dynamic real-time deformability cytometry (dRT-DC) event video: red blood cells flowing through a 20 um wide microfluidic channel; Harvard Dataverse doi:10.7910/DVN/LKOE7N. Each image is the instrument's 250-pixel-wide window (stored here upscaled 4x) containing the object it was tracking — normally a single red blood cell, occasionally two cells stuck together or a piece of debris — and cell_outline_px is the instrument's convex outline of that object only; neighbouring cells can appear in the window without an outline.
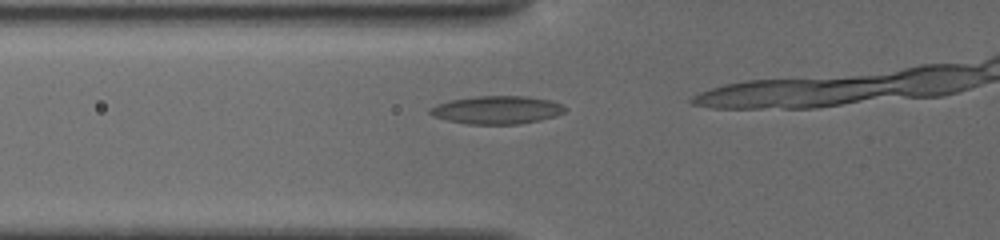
{"species": "common noctule bat (a hibernating species)", "species_latin": "Nyctalus noctula", "temperature_condition": "cold", "stored_images_in_passage": 4, "camera_frame_rate_fps": 3000, "um_per_image_px": 0.085, "animal": {"sex": "female", "body_mass_g": 19.5, "forearm_length_mm": 54.1}, "frame": {"image": 1, "passage_image": 2, "time_ms": 0.667, "image_size_px": [1000, 240], "cell_outline_px": [[564, 112], [556, 116], [540, 120], [520, 124], [468, 124], [448, 120], [432, 116], [428, 112], [428, 108], [436, 104], [448, 100], [476, 96], [528, 96], [548, 100], [564, 104]], "centroid_in_image_um": [42.21, 9.34], "position_along_channel_um": 83.6, "area_um2": 22.2}}